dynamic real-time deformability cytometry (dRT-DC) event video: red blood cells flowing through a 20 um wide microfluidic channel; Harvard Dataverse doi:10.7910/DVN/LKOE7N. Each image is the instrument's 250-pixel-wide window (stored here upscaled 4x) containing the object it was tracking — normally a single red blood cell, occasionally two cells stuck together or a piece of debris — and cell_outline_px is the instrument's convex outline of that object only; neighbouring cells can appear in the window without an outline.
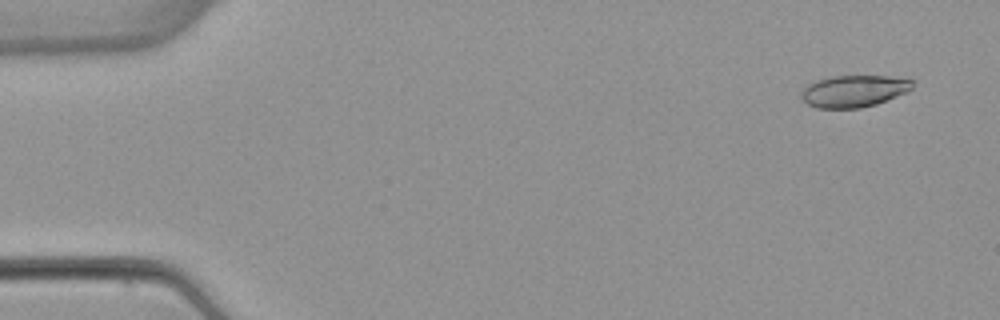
{"species": "common noctule bat (a hibernating species)", "species_latin": "Nyctalus noctula", "temperature_condition": "warm", "stored_images_in_passage": 52, "camera_frame_rate_fps": 3000, "um_per_image_px": 0.085, "animal": {"sex": "female", "body_mass_g": 22.7, "forearm_length_mm": 54.2}, "frame": {"image": 1, "passage_image": 3, "time_ms": 0.667, "image_size_px": [1000, 320], "cell_outline_px": [[916, 80], [912, 88], [908, 92], [876, 104], [860, 108], [816, 108], [808, 104], [800, 96], [800, 92], [808, 84], [832, 76], [888, 76]], "centroid_in_image_um": [72.61, 7.74], "position_along_channel_um": 12.4, "area_um2": 20.69}}
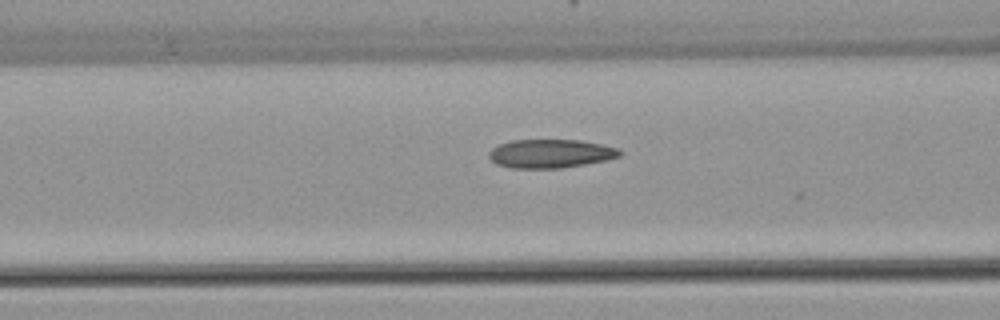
{"frame": {"image": 2, "passage_image": 21, "time_ms": 6.667, "image_size_px": [1000, 320], "cell_outline_px": [[620, 156], [604, 160], [584, 164], [560, 168], [512, 168], [496, 164], [488, 156], [488, 152], [492, 148], [500, 144], [512, 140], [580, 140], [620, 148]], "centroid_in_image_um": [46.76, 13.05], "position_along_channel_um": 119.8, "area_um2": 21.68}}
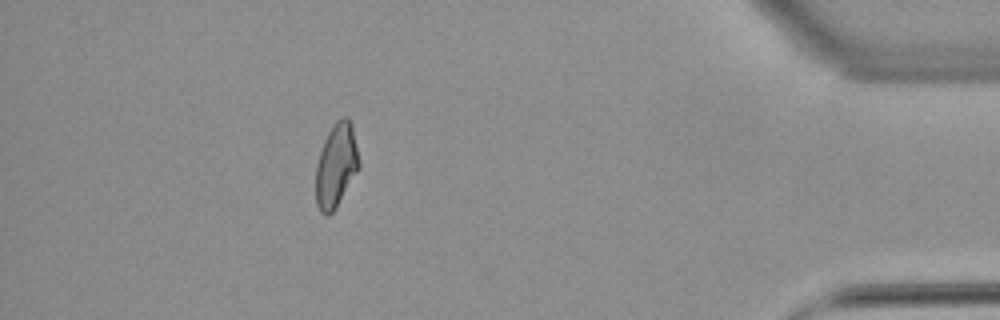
{"frame": {"image": 3, "passage_image": 47, "time_ms": 15.333, "image_size_px": [1000, 320], "cell_outline_px": [[360, 164], [356, 172], [336, 208], [328, 216], [320, 212], [316, 204], [316, 164], [324, 140], [328, 132], [336, 120], [340, 116], [348, 116], [352, 124]], "centroid_in_image_um": [28.56, 14.04], "position_along_channel_um": 406.6, "area_um2": 21.04}, "authors_computed_cell_mechanics": {"area_um2": 21.2993, "velocity_mm_per_s": 3.8955, "shape_relaxation_time_tau1_ms": null, "shape_relaxation_time_tau2_ms": 2.4006, "deformation_change_tau1": null, "deformation_change_tau2": 0.089}}